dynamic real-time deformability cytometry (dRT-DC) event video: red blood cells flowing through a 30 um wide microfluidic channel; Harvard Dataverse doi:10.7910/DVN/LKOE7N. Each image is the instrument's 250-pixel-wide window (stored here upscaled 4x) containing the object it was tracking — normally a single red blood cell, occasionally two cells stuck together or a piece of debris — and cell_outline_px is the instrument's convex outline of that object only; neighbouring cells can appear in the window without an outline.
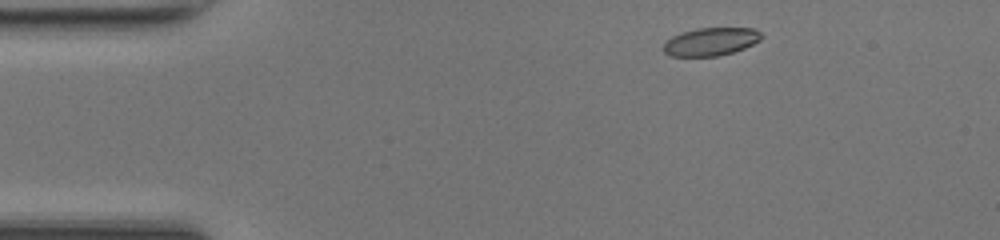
{"species": "common noctule bat (a hibernating species)", "species_latin": "Nyctalus noctula", "temperature_condition": "room temperature", "stored_images_in_passage": 43, "camera_frame_rate_fps": 3000, "um_per_image_px": 0.085, "animal": {"sex": "female", "body_mass_g": 17.0, "forearm_length_mm": 48.0}, "frame": {"image": 1, "passage_image": 2, "time_ms": 0.333, "image_size_px": [1000, 240], "cell_outline_px": [[764, 36], [760, 40], [744, 48], [732, 52], [716, 56], [668, 56], [664, 52], [664, 44], [672, 36], [680, 32], [696, 28], [752, 28], [760, 32]], "centroid_in_image_um": [60.41, 3.53], "position_along_channel_um": 24.6, "area_um2": 15.95}}
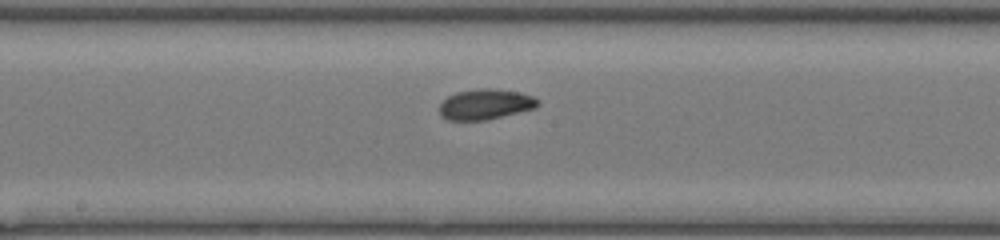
{"frame": {"image": 2, "passage_image": 20, "time_ms": 6.333, "image_size_px": [1000, 240], "cell_outline_px": [[540, 104], [536, 108], [484, 120], [448, 120], [440, 116], [440, 104], [448, 96], [456, 92], [480, 88], [496, 88], [520, 92], [532, 96], [540, 100]], "centroid_in_image_um": [41.27, 8.85], "position_along_channel_um": 206.9, "area_um2": 17.51}}
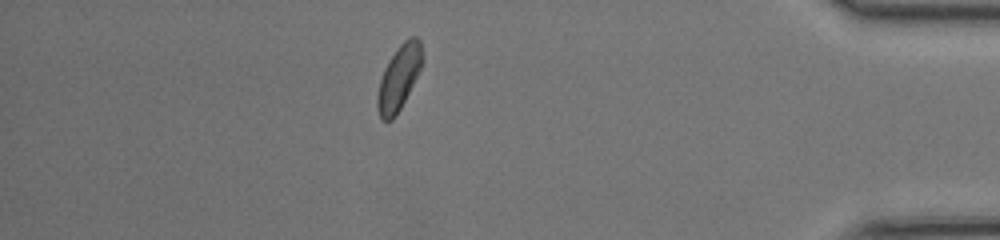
{"frame": {"image": 3, "passage_image": 37, "time_ms": 12.0, "image_size_px": [1000, 240], "cell_outline_px": [[424, 60], [400, 108], [392, 120], [380, 120], [376, 108], [376, 96], [380, 80], [384, 68], [400, 44], [408, 36], [416, 36], [420, 40]], "centroid_in_image_um": [33.89, 6.59], "position_along_channel_um": 401.3, "area_um2": 16.76}, "authors_computed_cell_mechanics": {"area_um2": 16.8198, "velocity_mm_per_s": 4.2435, "shape_relaxation_time_tau1_ms": null, "shape_relaxation_time_tau2_ms": 2.0033, "deformation_change_tau1": null, "deformation_change_tau2": 0.0511}}